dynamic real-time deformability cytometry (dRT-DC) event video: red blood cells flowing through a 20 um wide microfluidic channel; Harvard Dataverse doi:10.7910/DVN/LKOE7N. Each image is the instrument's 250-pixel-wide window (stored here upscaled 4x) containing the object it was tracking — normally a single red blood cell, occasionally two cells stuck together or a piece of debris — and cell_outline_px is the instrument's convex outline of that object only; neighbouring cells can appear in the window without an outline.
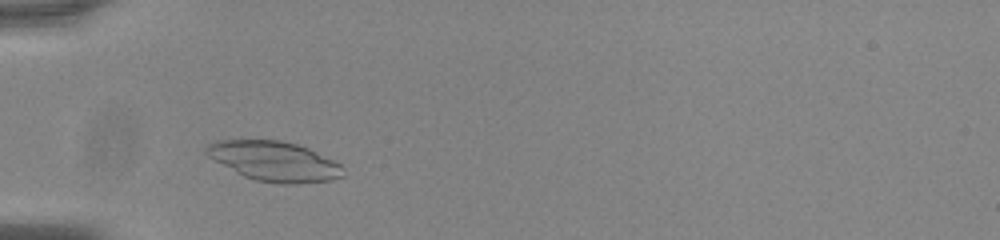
{"species": "common noctule bat (a hibernating species)", "species_latin": "Nyctalus noctula", "temperature_condition": "room temperature", "stored_images_in_passage": 38, "camera_frame_rate_fps": 3000, "um_per_image_px": 0.085, "animal": {"sex": "male", "body_mass_g": 20.0, "forearm_length_mm": 53.3}, "frame": {"image": 1, "passage_image": 6, "time_ms": 1.667, "image_size_px": [1000, 240], "cell_outline_px": [[344, 176], [332, 180], [296, 184], [284, 184], [256, 180], [244, 176], [236, 172], [208, 156], [204, 152], [204, 148], [208, 144], [216, 140], [280, 140], [296, 144], [308, 148], [340, 164], [344, 168]], "centroid_in_image_um": [23.32, 13.7], "position_along_channel_um": 61.7, "area_um2": 31.56}}
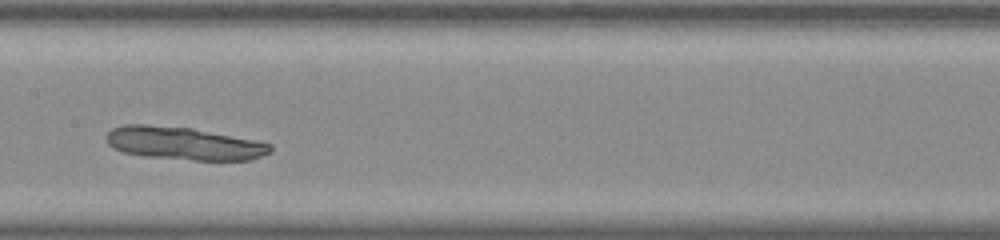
{"frame": {"image": 2, "passage_image": 17, "time_ms": 5.333, "image_size_px": [1000, 240], "cell_outline_px": [[272, 152], [252, 160], [192, 160], [144, 156], [124, 152], [112, 148], [108, 144], [108, 132], [112, 128], [124, 124], [144, 124], [192, 128], [256, 140], [272, 144]], "centroid_in_image_um": [15.66, 12.19], "position_along_channel_um": 191.7, "area_um2": 31.5}}
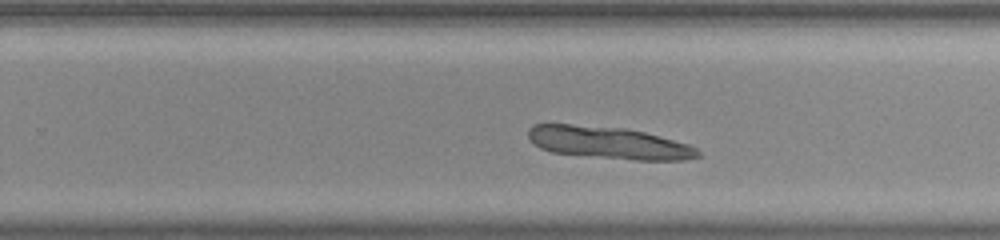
{"frame": {"image": 3, "passage_image": 24, "time_ms": 7.667, "image_size_px": [1000, 240], "cell_outline_px": [[700, 156], [684, 160], [636, 160], [552, 152], [540, 148], [532, 144], [528, 140], [528, 128], [532, 124], [572, 124], [624, 128], [644, 132], [688, 144], [696, 148], [700, 152]], "centroid_in_image_um": [51.69, 12.12], "position_along_channel_um": 278.1, "area_um2": 31.73}}